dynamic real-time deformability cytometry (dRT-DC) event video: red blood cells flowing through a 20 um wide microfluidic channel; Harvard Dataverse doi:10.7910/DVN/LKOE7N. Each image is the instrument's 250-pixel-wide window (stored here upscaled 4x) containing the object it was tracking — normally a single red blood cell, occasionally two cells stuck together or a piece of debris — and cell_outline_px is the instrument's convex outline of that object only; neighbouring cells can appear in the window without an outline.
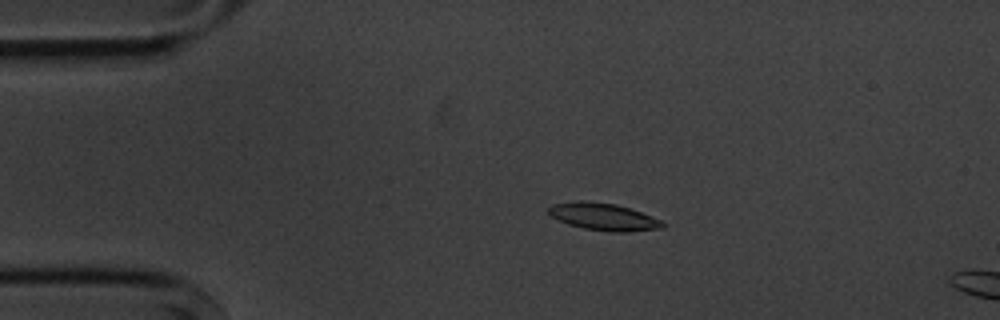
{"species": "common noctule bat (a hibernating species)", "species_latin": "Nyctalus noctula", "temperature_condition": "cold", "stored_images_in_passage": 4, "camera_frame_rate_fps": 3000, "um_per_image_px": 0.085, "animal": {"sex": "male", "body_mass_g": 20.1, "forearm_length_mm": 53.5}, "frame": {"image": 1, "passage_image": 3, "time_ms": 3.0, "image_size_px": [1000, 320], "cell_outline_px": [[664, 228], [628, 232], [608, 232], [584, 228], [568, 224], [552, 216], [548, 212], [548, 208], [552, 204], [576, 200], [584, 200], [616, 204], [664, 220]], "centroid_in_image_um": [51.32, 18.42], "position_along_channel_um": 33.7, "area_um2": 18.21}}